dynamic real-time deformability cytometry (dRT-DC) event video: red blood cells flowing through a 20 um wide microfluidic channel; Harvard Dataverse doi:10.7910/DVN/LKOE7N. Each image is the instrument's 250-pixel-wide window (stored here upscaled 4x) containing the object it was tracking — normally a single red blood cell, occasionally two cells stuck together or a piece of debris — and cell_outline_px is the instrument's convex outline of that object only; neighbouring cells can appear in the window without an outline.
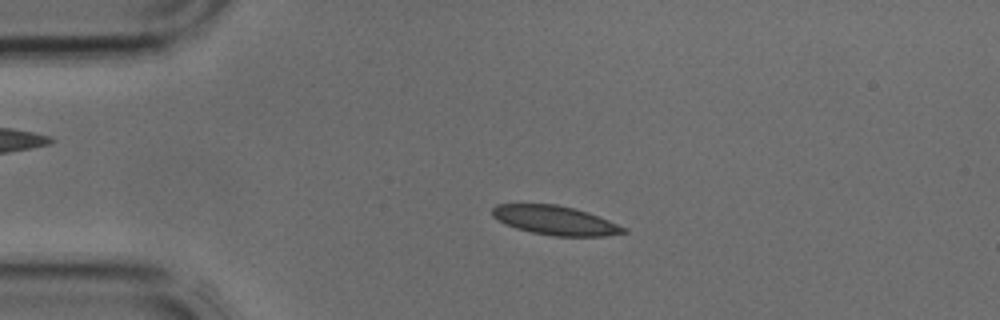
{"species": "common noctule bat (a hibernating species)", "species_latin": "Nyctalus noctula", "temperature_condition": "cold", "stored_images_in_passage": 3, "camera_frame_rate_fps": 3000, "um_per_image_px": 0.085, "animal": {"sex": "male", "body_mass_g": 17.9, "forearm_length_mm": 54.2}, "frame": {"image": 1, "passage_image": 2, "time_ms": 0.333, "image_size_px": [1000, 320], "cell_outline_px": [[628, 232], [604, 236], [552, 236], [532, 232], [516, 228], [492, 216], [492, 208], [496, 204], [556, 204], [576, 208], [588, 212], [628, 228]], "centroid_in_image_um": [47.23, 18.73], "position_along_channel_um": 37.8, "area_um2": 22.2}}